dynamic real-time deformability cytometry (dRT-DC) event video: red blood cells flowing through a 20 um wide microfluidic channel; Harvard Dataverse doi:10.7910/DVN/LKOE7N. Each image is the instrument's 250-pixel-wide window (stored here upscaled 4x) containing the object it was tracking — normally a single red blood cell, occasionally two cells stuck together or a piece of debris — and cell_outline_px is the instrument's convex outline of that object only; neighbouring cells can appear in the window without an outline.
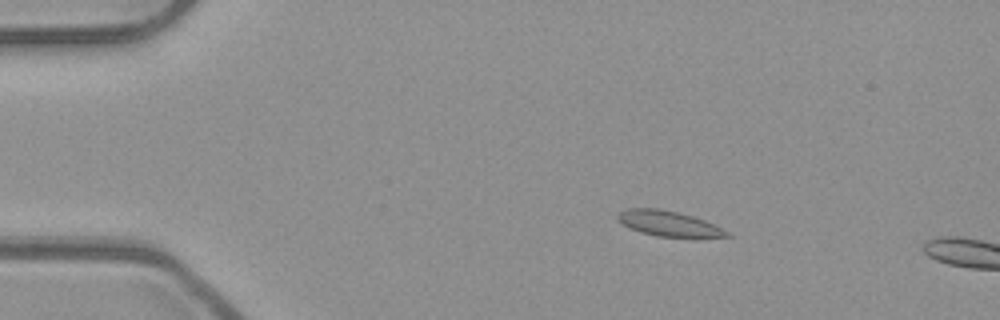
{"species": "common noctule bat (a hibernating species)", "species_latin": "Nyctalus noctula", "temperature_condition": "room temperature", "stored_images_in_passage": 14, "camera_frame_rate_fps": 3000, "um_per_image_px": 0.085, "animal": {"sex": "male", "body_mass_g": 23.1, "forearm_length_mm": 52.7}, "frame": {"image": 1, "passage_image": 7, "time_ms": 2.0, "image_size_px": [1000, 320], "cell_outline_px": [[732, 236], [656, 236], [640, 232], [624, 224], [616, 216], [620, 212], [628, 208], [660, 208], [692, 216], [704, 220], [728, 232]], "centroid_in_image_um": [56.78, 18.98], "position_along_channel_um": 28.2, "area_um2": 15.43}}